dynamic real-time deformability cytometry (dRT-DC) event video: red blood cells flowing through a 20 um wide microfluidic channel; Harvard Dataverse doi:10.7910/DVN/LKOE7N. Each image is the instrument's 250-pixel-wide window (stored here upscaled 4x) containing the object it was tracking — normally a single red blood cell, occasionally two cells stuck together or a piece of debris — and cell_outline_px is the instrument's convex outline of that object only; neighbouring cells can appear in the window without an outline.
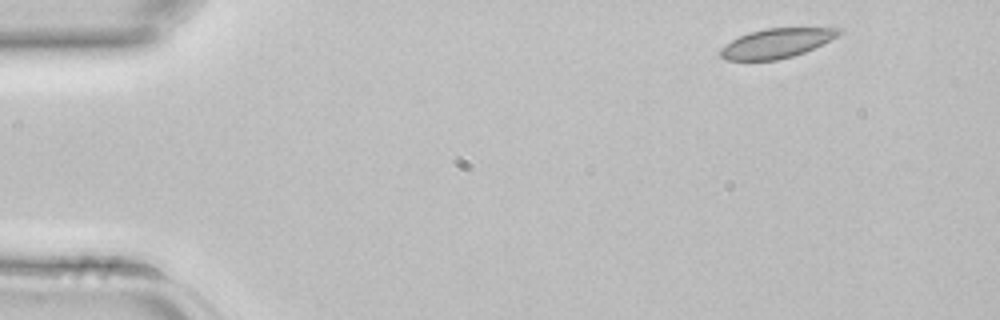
{"species": "common noctule bat (a hibernating species)", "species_latin": "Nyctalus noctula", "temperature_condition": "room temperature", "stored_images_in_passage": 2, "camera_frame_rate_fps": 3000, "um_per_image_px": 0.085, "animal": {"sex": "female", "body_mass_g": 22.7, "forearm_length_mm": 54.2}, "frame": {"image": 1, "passage_image": 1, "time_ms": 0.0, "image_size_px": [1000, 320], "cell_outline_px": [[840, 32], [836, 36], [804, 52], [792, 56], [776, 60], [724, 60], [720, 56], [720, 48], [732, 40], [748, 32], [764, 28], [840, 28]], "centroid_in_image_um": [65.92, 3.67], "position_along_channel_um": 19.1, "area_um2": 19.94}}